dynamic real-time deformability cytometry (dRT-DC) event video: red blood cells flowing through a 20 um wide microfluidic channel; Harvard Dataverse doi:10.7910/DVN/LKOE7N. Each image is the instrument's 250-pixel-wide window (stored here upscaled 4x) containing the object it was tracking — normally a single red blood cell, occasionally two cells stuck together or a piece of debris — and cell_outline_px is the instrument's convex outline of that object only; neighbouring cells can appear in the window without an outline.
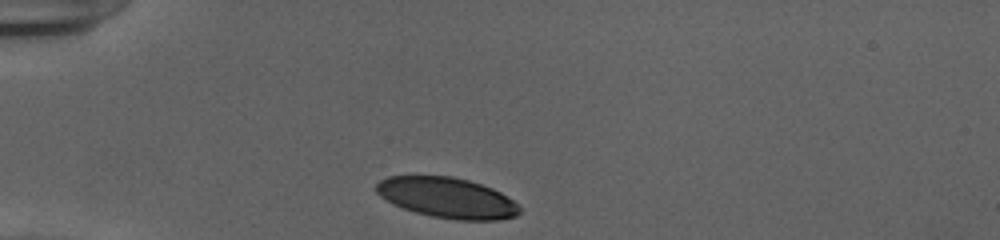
{"species": "human", "species_latin": "Homo sapiens", "temperature_condition": "cold", "stored_images_in_passage": 31, "camera_frame_rate_fps": 3000, "um_per_image_px": 0.085, "donor": {"sex": "female"}, "frame": {"image": 1, "passage_image": 1, "time_ms": 0.0, "image_size_px": [1000, 240], "cell_outline_px": [[520, 212], [516, 216], [500, 220], [456, 220], [432, 216], [416, 212], [392, 204], [380, 196], [376, 192], [376, 184], [380, 180], [388, 176], [452, 176], [468, 180], [492, 188], [500, 192], [512, 200], [520, 208]], "centroid_in_image_um": [38.0, 16.81], "position_along_channel_um": 47.0, "area_um2": 33.7}}
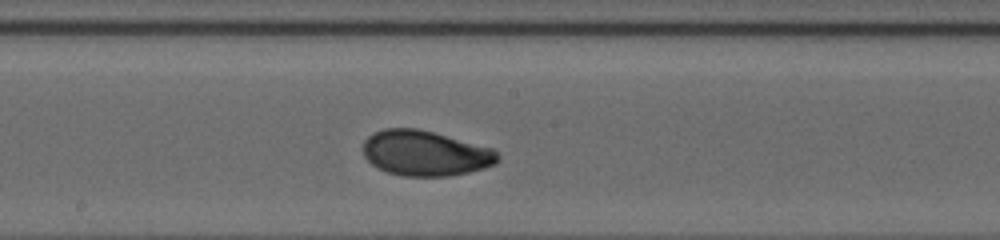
{"frame": {"image": 2, "passage_image": 16, "time_ms": 5.0, "image_size_px": [1000, 240], "cell_outline_px": [[500, 160], [496, 164], [484, 168], [468, 172], [448, 176], [404, 176], [388, 172], [372, 164], [364, 156], [364, 140], [368, 136], [384, 128], [416, 128], [432, 132], [492, 148], [500, 156]], "centroid_in_image_um": [36.16, 13.03], "position_along_channel_um": 212.0, "area_um2": 35.26}}
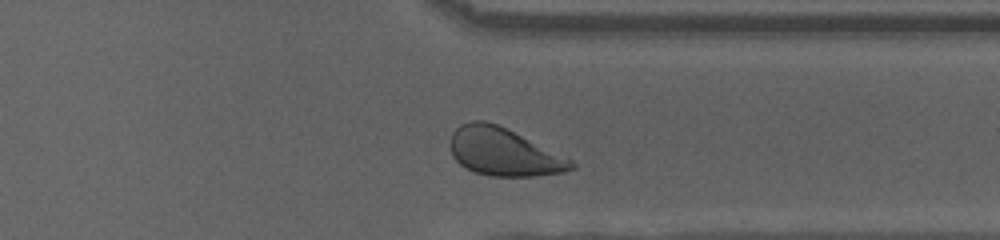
{"frame": {"image": 3, "passage_image": 28, "time_ms": 9.0, "image_size_px": [1000, 240], "cell_outline_px": [[576, 168], [564, 172], [532, 176], [488, 176], [472, 172], [464, 168], [452, 156], [452, 132], [460, 124], [472, 120], [484, 120], [496, 124], [568, 156], [576, 164]], "centroid_in_image_um": [42.85, 12.93], "position_along_channel_um": 368.6, "area_um2": 33.87}, "authors_computed_cell_mechanics": {"area_um2": 35.0846, "velocity_mm_per_s": 3.9074, "shape_relaxation_time_tau1_ms": 3.3368, "shape_relaxation_time_tau2_ms": 1.2322, "deformation_change_tau1": 0.1401, "deformation_change_tau2": 0.0524}}